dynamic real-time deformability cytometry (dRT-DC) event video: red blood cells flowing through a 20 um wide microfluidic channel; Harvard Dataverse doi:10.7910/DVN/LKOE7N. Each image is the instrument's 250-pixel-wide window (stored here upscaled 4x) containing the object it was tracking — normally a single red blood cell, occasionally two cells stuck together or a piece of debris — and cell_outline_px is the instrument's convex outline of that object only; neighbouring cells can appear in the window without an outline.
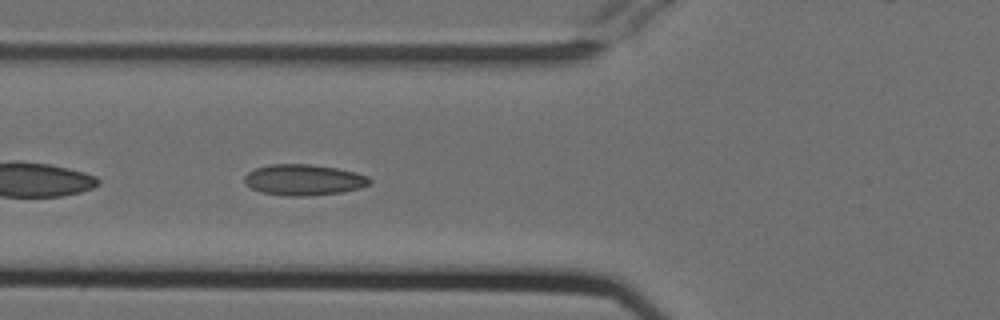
{"species": "Egyptian fruit bat (a non-hibernating species)", "species_latin": "Rousettus aegyptiacus", "temperature_condition": "cold", "stored_images_in_passage": 37, "camera_frame_rate_fps": 3000, "um_per_image_px": 0.085, "animal": {"sex": "female"}, "frame": {"image": 1, "passage_image": 4, "time_ms": 1.0, "image_size_px": [1000, 320], "cell_outline_px": [[372, 180], [368, 184], [360, 188], [340, 192], [308, 196], [284, 196], [260, 192], [252, 188], [244, 180], [244, 176], [248, 172], [256, 168], [268, 164], [312, 164], [336, 168], [356, 172], [368, 176]], "centroid_in_image_um": [25.81, 15.28], "position_along_channel_um": 100.0, "area_um2": 22.6}}
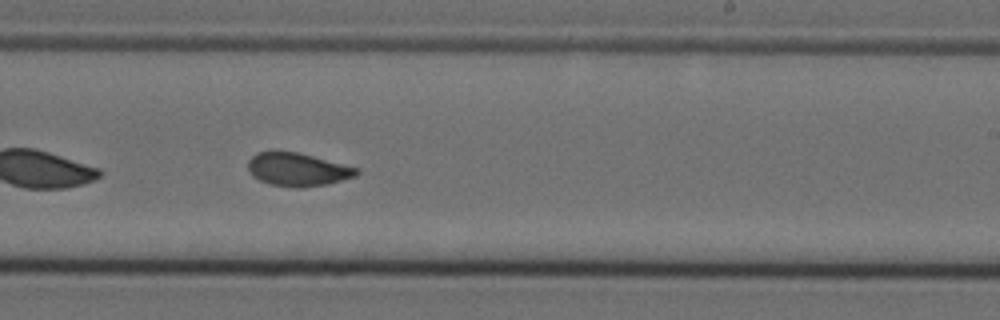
{"frame": {"image": 2, "passage_image": 17, "time_ms": 5.333, "image_size_px": [1000, 320], "cell_outline_px": [[360, 172], [356, 176], [328, 184], [304, 188], [296, 188], [268, 184], [252, 176], [248, 168], [248, 160], [256, 152], [276, 148], [300, 152], [356, 168]], "centroid_in_image_um": [25.23, 14.37], "position_along_channel_um": 263.8, "area_um2": 21.62}}
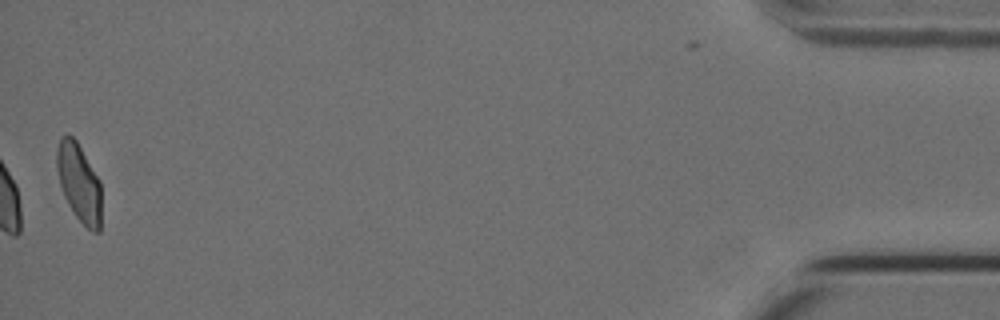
{"frame": {"image": 3, "passage_image": 37, "time_ms": 12.0, "image_size_px": [1000, 320], "cell_outline_px": [[100, 232], [92, 232], [76, 216], [68, 204], [64, 196], [60, 184], [56, 168], [56, 152], [60, 136], [68, 132], [76, 140], [100, 180]], "centroid_in_image_um": [6.7, 15.48], "position_along_channel_um": 428.5, "area_um2": 20.29}, "authors_computed_cell_mechanics": {"area_um2": 21.2704, "velocity_mm_per_s": 3.7829, "shape_relaxation_time_tau1_ms": 8.2442, "shape_relaxation_time_tau2_ms": 1.3112, "deformation_change_tau1": 0.1652, "deformation_change_tau2": 0.0762}}